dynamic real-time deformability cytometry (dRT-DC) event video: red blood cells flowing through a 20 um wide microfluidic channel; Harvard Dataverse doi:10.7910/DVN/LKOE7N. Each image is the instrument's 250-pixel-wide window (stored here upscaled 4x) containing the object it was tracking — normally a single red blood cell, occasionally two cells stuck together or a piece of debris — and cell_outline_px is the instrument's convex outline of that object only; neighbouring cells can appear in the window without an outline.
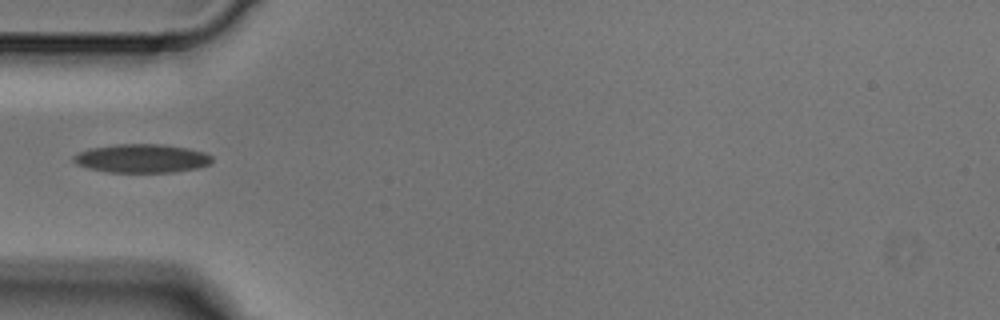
{"species": "Egyptian fruit bat (a non-hibernating species)", "species_latin": "Rousettus aegyptiacus", "temperature_condition": "cold", "stored_images_in_passage": 4, "camera_frame_rate_fps": 3000, "um_per_image_px": 0.085, "animal": {"sex": "male"}, "frame": {"image": 1, "passage_image": 4, "time_ms": 1.0, "image_size_px": [1000, 320], "cell_outline_px": [[212, 164], [196, 168], [172, 172], [108, 172], [88, 168], [72, 160], [72, 156], [88, 148], [116, 144], [160, 144], [188, 148], [204, 152], [212, 156]], "centroid_in_image_um": [12.06, 13.46], "position_along_channel_um": 72.9, "area_um2": 23.06}}